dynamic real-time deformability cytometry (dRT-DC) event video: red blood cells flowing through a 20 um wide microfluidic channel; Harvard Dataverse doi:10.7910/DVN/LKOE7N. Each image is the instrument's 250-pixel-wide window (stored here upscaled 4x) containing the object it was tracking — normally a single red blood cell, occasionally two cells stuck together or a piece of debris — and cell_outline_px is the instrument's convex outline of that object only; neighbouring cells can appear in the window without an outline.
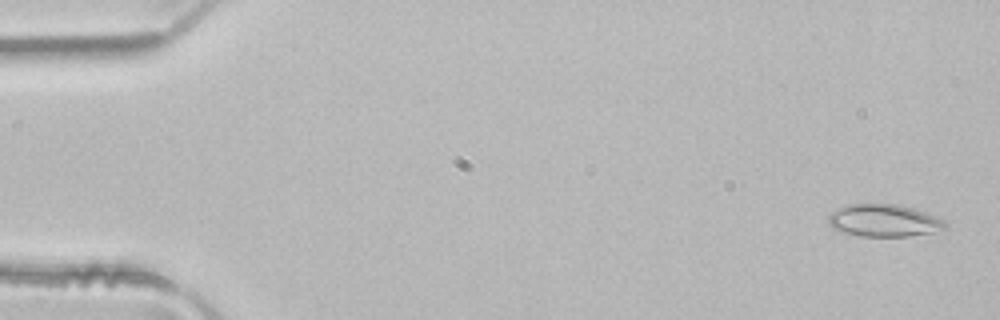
{"species": "common noctule bat (a hibernating species)", "species_latin": "Nyctalus noctula", "temperature_condition": "room temperature", "stored_images_in_passage": 5, "camera_frame_rate_fps": 3000, "um_per_image_px": 0.085, "animal": {"sex": "male", "body_mass_g": 21.5, "forearm_length_mm": 52.0}, "frame": {"image": 1, "passage_image": 1, "time_ms": 0.0, "image_size_px": [1000, 320], "cell_outline_px": [[948, 228], [932, 232], [908, 236], [860, 236], [844, 232], [832, 228], [828, 224], [828, 216], [832, 212], [848, 204], [896, 204], [912, 208], [936, 216], [944, 220], [948, 224]], "centroid_in_image_um": [75.15, 18.75], "position_along_channel_um": 9.9, "area_um2": 21.96}}